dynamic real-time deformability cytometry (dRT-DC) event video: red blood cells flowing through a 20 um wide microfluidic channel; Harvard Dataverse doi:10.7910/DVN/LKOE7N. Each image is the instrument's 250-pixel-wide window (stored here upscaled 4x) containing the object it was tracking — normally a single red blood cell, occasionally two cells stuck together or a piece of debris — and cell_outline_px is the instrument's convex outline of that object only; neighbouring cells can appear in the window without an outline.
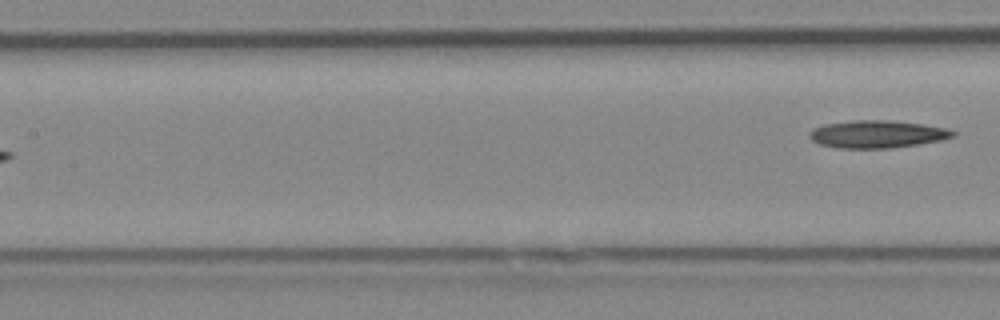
{"species": "Egyptian fruit bat (a non-hibernating species)", "species_latin": "Rousettus aegyptiacus", "temperature_condition": "cold", "stored_images_in_passage": 7, "segment_of_instrument_passage": [2, 2], "camera_frame_rate_fps": 3000, "um_per_image_px": 0.085, "animal": {"sex": "female"}, "frame": {"image": 1, "passage_image": 7, "time_ms": 2.0, "image_size_px": [1000, 320], "cell_outline_px": [[956, 136], [940, 140], [920, 144], [892, 148], [836, 148], [820, 144], [812, 140], [808, 136], [808, 132], [812, 128], [824, 124], [852, 120], [884, 120], [924, 124], [944, 128], [956, 132]], "centroid_in_image_um": [74.52, 11.4], "position_along_channel_um": 132.9, "area_um2": 23.12}}